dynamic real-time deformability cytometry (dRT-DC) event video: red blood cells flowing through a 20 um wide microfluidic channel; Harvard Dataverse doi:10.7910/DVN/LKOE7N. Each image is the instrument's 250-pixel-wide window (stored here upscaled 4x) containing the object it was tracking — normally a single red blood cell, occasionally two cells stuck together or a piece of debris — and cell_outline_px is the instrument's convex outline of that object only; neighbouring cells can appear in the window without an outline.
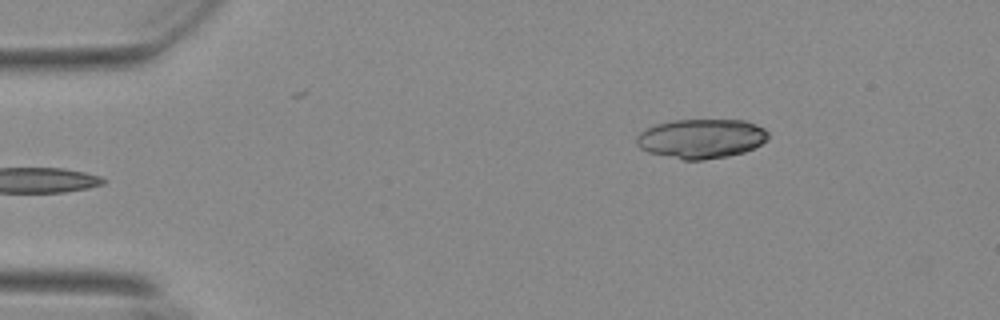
{"species": "Egyptian fruit bat (a non-hibernating species)", "species_latin": "Rousettus aegyptiacus", "temperature_condition": "warm", "stored_images_in_passage": 41, "camera_frame_rate_fps": 3000, "um_per_image_px": 0.085, "animal": {"sex": "female"}, "frame": {"image": 1, "passage_image": 1, "time_ms": 0.0, "image_size_px": [1000, 320], "cell_outline_px": [[768, 136], [760, 144], [744, 152], [728, 156], [704, 160], [684, 160], [648, 152], [640, 148], [636, 144], [636, 136], [640, 132], [656, 124], [672, 120], [744, 120], [756, 124], [764, 128], [768, 132]], "centroid_in_image_um": [59.58, 11.78], "position_along_channel_um": 25.4, "area_um2": 30.17}}
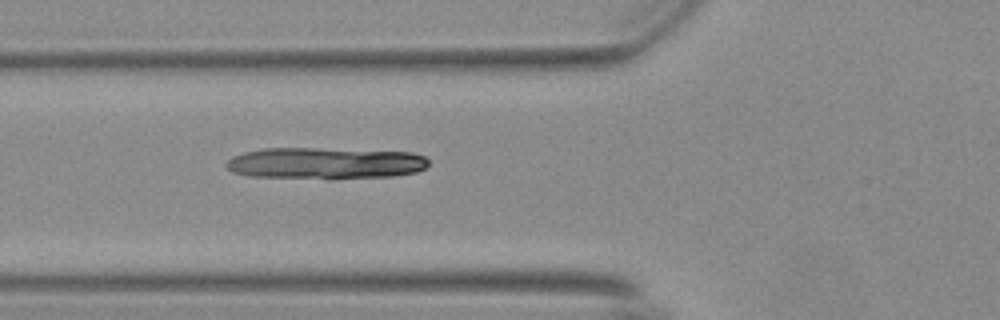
{"frame": {"image": 2, "passage_image": 13, "time_ms": 4.0, "image_size_px": [1000, 320], "cell_outline_px": [[428, 164], [424, 168], [416, 172], [392, 176], [248, 176], [232, 172], [224, 164], [232, 156], [244, 152], [260, 148], [316, 148], [412, 152], [424, 156], [428, 160]], "centroid_in_image_um": [27.61, 13.82], "position_along_channel_um": 98.2, "area_um2": 35.95}}
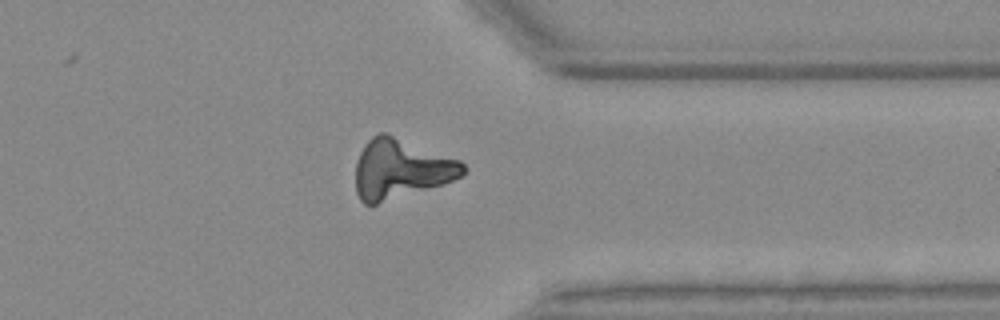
{"frame": {"image": 3, "passage_image": 36, "time_ms": 11.667, "image_size_px": [1000, 320], "cell_outline_px": [[464, 172], [460, 176], [444, 184], [376, 204], [364, 204], [360, 200], [356, 192], [356, 164], [360, 152], [364, 144], [372, 136], [380, 132], [384, 132], [460, 160], [464, 164]], "centroid_in_image_um": [34.04, 14.36], "position_along_channel_um": 377.4, "area_um2": 36.99}}